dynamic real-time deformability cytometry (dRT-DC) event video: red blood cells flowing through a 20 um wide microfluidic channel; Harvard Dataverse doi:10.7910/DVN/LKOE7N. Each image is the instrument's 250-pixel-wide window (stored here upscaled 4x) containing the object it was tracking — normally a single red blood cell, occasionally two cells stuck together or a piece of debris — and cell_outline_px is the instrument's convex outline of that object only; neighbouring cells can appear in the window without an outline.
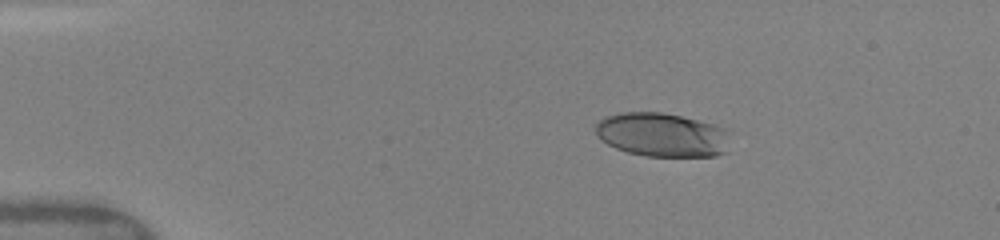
{"species": "human", "species_latin": "Homo sapiens", "temperature_condition": "warm", "stored_images_in_passage": 14, "camera_frame_rate_fps": 3000, "um_per_image_px": 0.085, "donor": {"sex": "female"}, "frame": {"image": 1, "passage_image": 9, "time_ms": 3.0, "image_size_px": [1000, 240], "cell_outline_px": [[728, 152], [716, 156], [644, 156], [628, 152], [616, 148], [608, 144], [596, 132], [596, 124], [604, 116], [620, 112], [660, 112], [680, 116], [712, 124], [720, 128], [724, 132]], "centroid_in_image_um": [56.22, 11.46], "position_along_channel_um": 28.8, "area_um2": 33.87}}
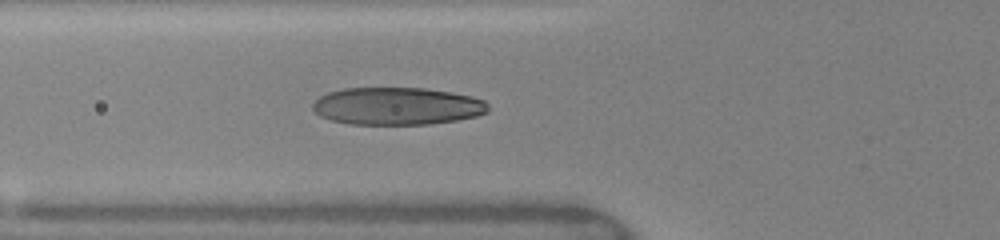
{"frame": {"image": 2, "passage_image": 14, "time_ms": 6.333, "image_size_px": [1000, 240], "cell_outline_px": [[488, 112], [476, 116], [456, 120], [428, 124], [352, 124], [332, 120], [320, 116], [312, 108], [312, 104], [320, 96], [328, 92], [344, 88], [424, 88], [452, 92], [472, 96], [484, 100], [488, 104]], "centroid_in_image_um": [33.76, 9.01], "position_along_channel_um": 92.0, "area_um2": 38.32}}